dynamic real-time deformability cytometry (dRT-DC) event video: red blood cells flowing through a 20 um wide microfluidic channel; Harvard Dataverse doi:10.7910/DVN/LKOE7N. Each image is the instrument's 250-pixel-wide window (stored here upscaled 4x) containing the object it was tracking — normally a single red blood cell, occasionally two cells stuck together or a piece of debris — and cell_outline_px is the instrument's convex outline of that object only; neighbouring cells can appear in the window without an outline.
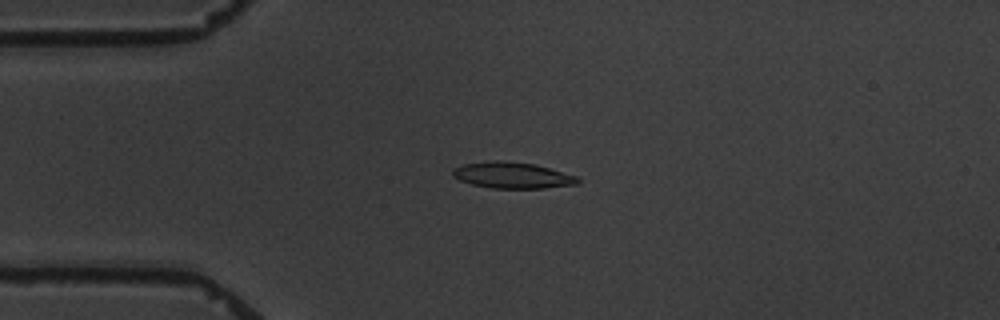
{"species": "common noctule bat (a hibernating species)", "species_latin": "Nyctalus noctula", "temperature_condition": "warm", "stored_images_in_passage": 8, "camera_frame_rate_fps": 3000, "um_per_image_px": 0.085, "animal": {"sex": "male", "body_mass_g": 19.5, "forearm_length_mm": 54.6}, "frame": {"image": 1, "passage_image": 2, "time_ms": 1.0, "image_size_px": [1000, 320], "cell_outline_px": [[580, 184], [544, 188], [492, 188], [472, 184], [460, 180], [452, 176], [452, 168], [464, 164], [488, 160], [500, 160], [536, 164], [580, 176]], "centroid_in_image_um": [43.59, 14.89], "position_along_channel_um": 41.4, "area_um2": 19.42}}
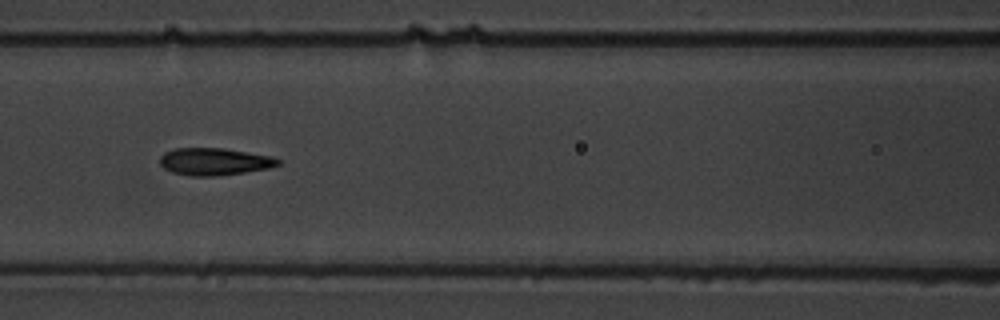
{"frame": {"image": 2, "passage_image": 5, "time_ms": 4.667, "image_size_px": [1000, 320], "cell_outline_px": [[280, 164], [268, 168], [220, 176], [188, 176], [172, 172], [164, 168], [160, 164], [160, 156], [164, 152], [176, 148], [224, 148], [272, 156], [280, 160]], "centroid_in_image_um": [18.2, 13.73], "position_along_channel_um": 148.4, "area_um2": 18.84}}
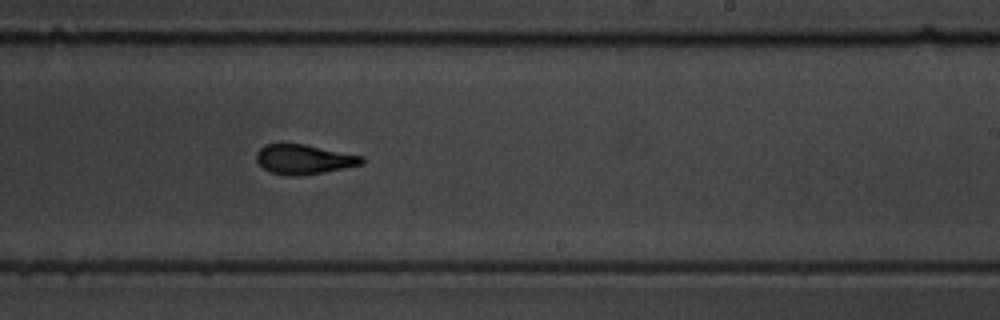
{"frame": {"image": 3, "passage_image": 8, "time_ms": 8.0, "image_size_px": [1000, 320], "cell_outline_px": [[364, 164], [324, 172], [296, 176], [288, 176], [272, 172], [264, 168], [256, 160], [256, 152], [264, 144], [304, 144], [364, 156]], "centroid_in_image_um": [25.85, 13.54], "position_along_channel_um": 263.2, "area_um2": 18.15}}